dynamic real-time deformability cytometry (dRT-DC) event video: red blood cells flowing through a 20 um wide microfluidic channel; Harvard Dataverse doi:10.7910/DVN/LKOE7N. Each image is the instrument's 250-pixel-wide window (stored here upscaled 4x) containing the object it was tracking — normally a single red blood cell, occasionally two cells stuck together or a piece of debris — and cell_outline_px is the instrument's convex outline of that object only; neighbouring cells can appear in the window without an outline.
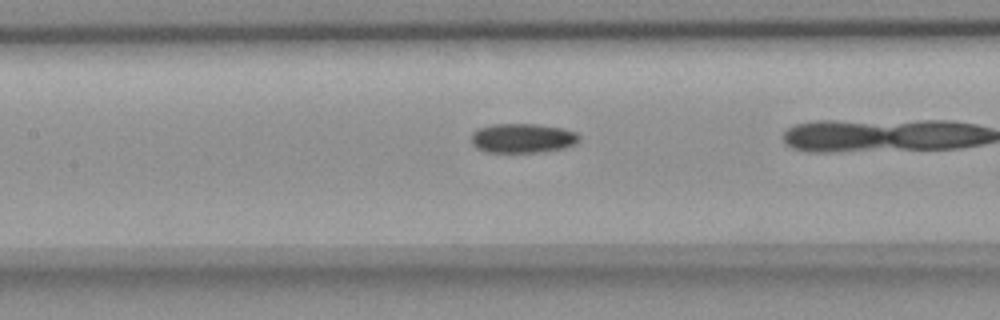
{"species": "common noctule bat (a hibernating species)", "species_latin": "Nyctalus noctula", "temperature_condition": "room temperature", "stored_images_in_passage": 29, "camera_frame_rate_fps": 3000, "um_per_image_px": 0.085, "animal": {"sex": "female", "body_mass_g": 18.4}, "frame": {"image": 1, "passage_image": 22, "time_ms": 7.0, "image_size_px": [1000, 320], "cell_outline_px": [[580, 140], [576, 144], [564, 148], [536, 152], [488, 152], [476, 148], [472, 144], [472, 132], [480, 128], [492, 124], [536, 124], [564, 128], [576, 132], [580, 136]], "centroid_in_image_um": [44.44, 11.74], "position_along_channel_um": 163.0, "area_um2": 18.55}}
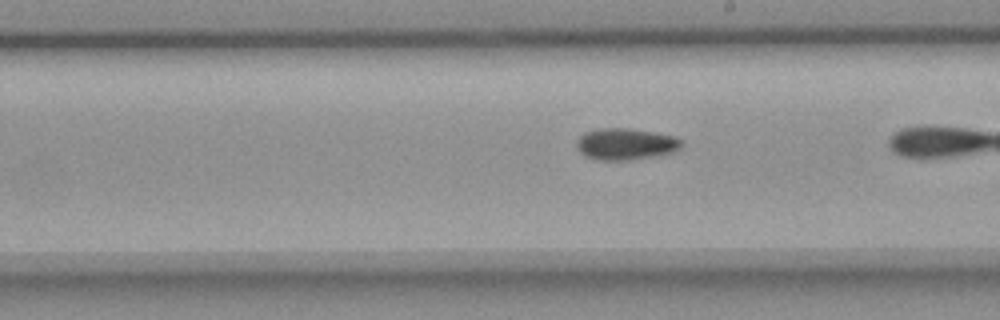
{"frame": {"image": 2, "passage_image": 28, "time_ms": 9.0, "image_size_px": [1000, 320], "cell_outline_px": [[684, 144], [680, 148], [672, 152], [652, 156], [628, 160], [596, 160], [584, 156], [580, 152], [576, 144], [580, 136], [584, 132], [600, 128], [628, 128], [676, 136], [684, 140]], "centroid_in_image_um": [53.19, 12.24], "position_along_channel_um": 235.8, "area_um2": 19.36}}